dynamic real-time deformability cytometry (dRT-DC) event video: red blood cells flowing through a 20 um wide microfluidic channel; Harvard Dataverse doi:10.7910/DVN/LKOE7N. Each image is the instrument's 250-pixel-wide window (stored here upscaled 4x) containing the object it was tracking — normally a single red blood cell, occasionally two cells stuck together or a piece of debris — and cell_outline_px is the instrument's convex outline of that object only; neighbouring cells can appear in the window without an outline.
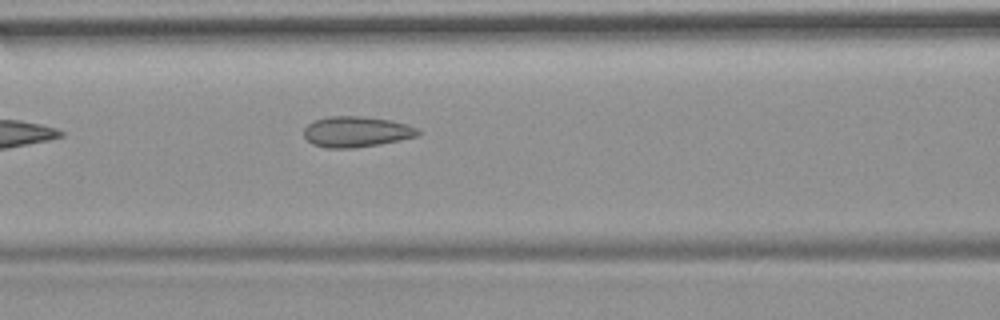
{"species": "common noctule bat (a hibernating species)", "species_latin": "Nyctalus noctula", "temperature_condition": "room temperature", "stored_images_in_passage": 6, "camera_frame_rate_fps": 3000, "um_per_image_px": 0.085, "animal": {"sex": "female", "body_mass_g": 19.9}, "frame": {"image": 1, "passage_image": 6, "time_ms": 6.0, "image_size_px": [1000, 320], "cell_outline_px": [[420, 136], [380, 144], [356, 148], [328, 148], [312, 144], [304, 136], [304, 128], [312, 120], [328, 116], [360, 116], [392, 120], [408, 124], [416, 128], [420, 132]], "centroid_in_image_um": [30.29, 11.19], "position_along_channel_um": 136.3, "area_um2": 20.63}}